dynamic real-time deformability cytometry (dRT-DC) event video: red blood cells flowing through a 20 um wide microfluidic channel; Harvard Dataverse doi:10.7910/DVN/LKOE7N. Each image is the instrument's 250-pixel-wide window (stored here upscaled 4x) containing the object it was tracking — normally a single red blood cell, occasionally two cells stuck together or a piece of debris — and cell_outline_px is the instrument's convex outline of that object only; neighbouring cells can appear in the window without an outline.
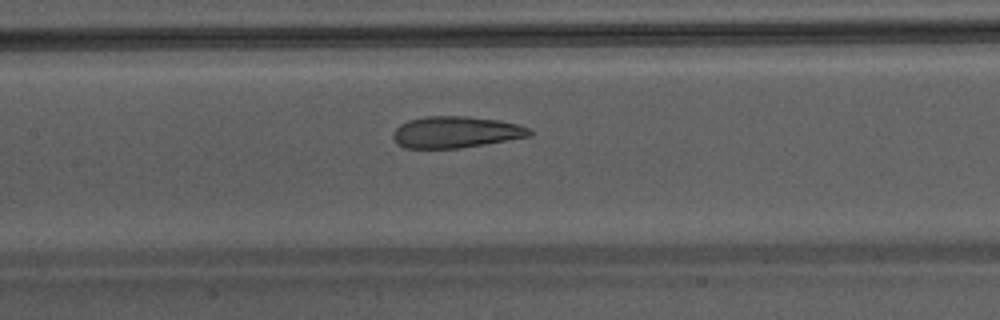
{"species": "Egyptian fruit bat (a non-hibernating species)", "species_latin": "Rousettus aegyptiacus", "temperature_condition": "warm", "stored_images_in_passage": 24, "camera_frame_rate_fps": 3000, "um_per_image_px": 0.085, "animal": {"sex": "male"}, "frame": {"image": 1, "passage_image": 8, "time_ms": 2.333, "image_size_px": [1000, 320], "cell_outline_px": [[532, 136], [460, 148], [404, 148], [396, 144], [392, 136], [392, 132], [400, 124], [408, 120], [424, 116], [468, 116], [496, 120], [520, 124], [528, 128], [532, 132]], "centroid_in_image_um": [38.71, 11.23], "position_along_channel_um": 168.7, "area_um2": 25.2}}
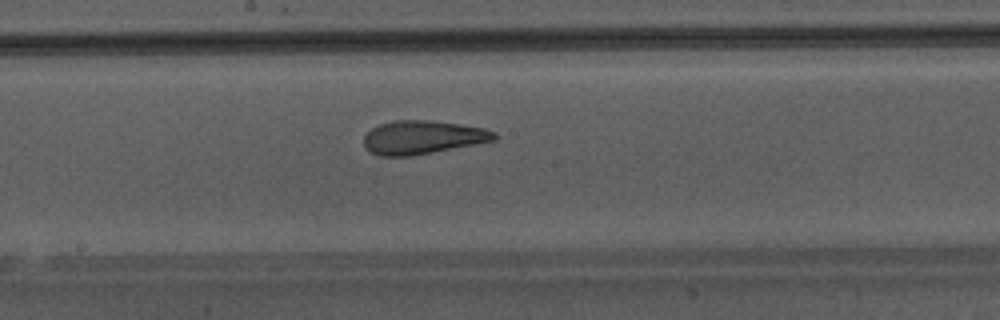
{"frame": {"image": 2, "passage_image": 11, "time_ms": 3.333, "image_size_px": [1000, 320], "cell_outline_px": [[496, 140], [412, 156], [380, 156], [372, 152], [364, 144], [364, 136], [372, 128], [380, 124], [396, 120], [432, 120], [460, 124], [484, 128], [496, 132]], "centroid_in_image_um": [35.94, 11.67], "position_along_channel_um": 212.3, "area_um2": 25.32}}